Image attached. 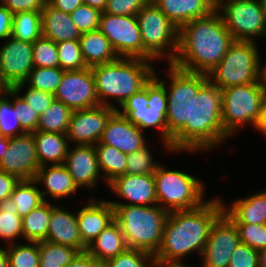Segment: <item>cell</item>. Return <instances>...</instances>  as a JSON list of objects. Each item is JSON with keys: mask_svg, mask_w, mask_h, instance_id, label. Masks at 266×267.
<instances>
[{"mask_svg": "<svg viewBox=\"0 0 266 267\" xmlns=\"http://www.w3.org/2000/svg\"><path fill=\"white\" fill-rule=\"evenodd\" d=\"M98 165L100 171L104 174V181L108 185L116 177L126 174L127 155L115 147L102 144L101 142L95 145Z\"/></svg>", "mask_w": 266, "mask_h": 267, "instance_id": "obj_31", "label": "cell"}, {"mask_svg": "<svg viewBox=\"0 0 266 267\" xmlns=\"http://www.w3.org/2000/svg\"><path fill=\"white\" fill-rule=\"evenodd\" d=\"M26 133L18 119L12 101L9 99V92L0 97V134L11 138Z\"/></svg>", "mask_w": 266, "mask_h": 267, "instance_id": "obj_42", "label": "cell"}, {"mask_svg": "<svg viewBox=\"0 0 266 267\" xmlns=\"http://www.w3.org/2000/svg\"><path fill=\"white\" fill-rule=\"evenodd\" d=\"M222 92L209 79L191 100L190 152L219 147L229 136L222 124Z\"/></svg>", "mask_w": 266, "mask_h": 267, "instance_id": "obj_5", "label": "cell"}, {"mask_svg": "<svg viewBox=\"0 0 266 267\" xmlns=\"http://www.w3.org/2000/svg\"><path fill=\"white\" fill-rule=\"evenodd\" d=\"M256 130L262 132L266 136V102L264 104L261 121L258 124Z\"/></svg>", "mask_w": 266, "mask_h": 267, "instance_id": "obj_57", "label": "cell"}, {"mask_svg": "<svg viewBox=\"0 0 266 267\" xmlns=\"http://www.w3.org/2000/svg\"><path fill=\"white\" fill-rule=\"evenodd\" d=\"M157 267H191L184 262L179 263H157Z\"/></svg>", "mask_w": 266, "mask_h": 267, "instance_id": "obj_63", "label": "cell"}, {"mask_svg": "<svg viewBox=\"0 0 266 267\" xmlns=\"http://www.w3.org/2000/svg\"><path fill=\"white\" fill-rule=\"evenodd\" d=\"M21 97L37 113L42 115L44 111L54 102V94L28 87Z\"/></svg>", "mask_w": 266, "mask_h": 267, "instance_id": "obj_50", "label": "cell"}, {"mask_svg": "<svg viewBox=\"0 0 266 267\" xmlns=\"http://www.w3.org/2000/svg\"><path fill=\"white\" fill-rule=\"evenodd\" d=\"M51 216V202L45 201L22 218L23 238L27 242L44 241L47 238Z\"/></svg>", "mask_w": 266, "mask_h": 267, "instance_id": "obj_32", "label": "cell"}, {"mask_svg": "<svg viewBox=\"0 0 266 267\" xmlns=\"http://www.w3.org/2000/svg\"><path fill=\"white\" fill-rule=\"evenodd\" d=\"M151 62L142 58L119 57L115 61L92 66L100 105L117 110L116 105L110 102L112 98L121 107L130 96L144 88L156 72Z\"/></svg>", "mask_w": 266, "mask_h": 267, "instance_id": "obj_4", "label": "cell"}, {"mask_svg": "<svg viewBox=\"0 0 266 267\" xmlns=\"http://www.w3.org/2000/svg\"><path fill=\"white\" fill-rule=\"evenodd\" d=\"M240 243L252 249L261 250L266 247V224L235 223Z\"/></svg>", "mask_w": 266, "mask_h": 267, "instance_id": "obj_46", "label": "cell"}, {"mask_svg": "<svg viewBox=\"0 0 266 267\" xmlns=\"http://www.w3.org/2000/svg\"><path fill=\"white\" fill-rule=\"evenodd\" d=\"M255 42L234 41L223 59L208 73V79L219 89L261 83V57Z\"/></svg>", "mask_w": 266, "mask_h": 267, "instance_id": "obj_10", "label": "cell"}, {"mask_svg": "<svg viewBox=\"0 0 266 267\" xmlns=\"http://www.w3.org/2000/svg\"><path fill=\"white\" fill-rule=\"evenodd\" d=\"M42 35L55 43L79 40L81 33L69 13L52 7L48 2L41 11Z\"/></svg>", "mask_w": 266, "mask_h": 267, "instance_id": "obj_26", "label": "cell"}, {"mask_svg": "<svg viewBox=\"0 0 266 267\" xmlns=\"http://www.w3.org/2000/svg\"><path fill=\"white\" fill-rule=\"evenodd\" d=\"M222 92V124L230 137L247 123L255 129L261 121L266 90L261 83L230 86Z\"/></svg>", "mask_w": 266, "mask_h": 267, "instance_id": "obj_11", "label": "cell"}, {"mask_svg": "<svg viewBox=\"0 0 266 267\" xmlns=\"http://www.w3.org/2000/svg\"><path fill=\"white\" fill-rule=\"evenodd\" d=\"M19 181L18 177L0 171V201L11 196Z\"/></svg>", "mask_w": 266, "mask_h": 267, "instance_id": "obj_52", "label": "cell"}, {"mask_svg": "<svg viewBox=\"0 0 266 267\" xmlns=\"http://www.w3.org/2000/svg\"><path fill=\"white\" fill-rule=\"evenodd\" d=\"M76 213L79 233L86 246L114 221V207L109 200L91 199Z\"/></svg>", "mask_w": 266, "mask_h": 267, "instance_id": "obj_22", "label": "cell"}, {"mask_svg": "<svg viewBox=\"0 0 266 267\" xmlns=\"http://www.w3.org/2000/svg\"><path fill=\"white\" fill-rule=\"evenodd\" d=\"M79 42L87 67L109 63L119 58L109 39L99 29L81 33Z\"/></svg>", "mask_w": 266, "mask_h": 267, "instance_id": "obj_29", "label": "cell"}, {"mask_svg": "<svg viewBox=\"0 0 266 267\" xmlns=\"http://www.w3.org/2000/svg\"><path fill=\"white\" fill-rule=\"evenodd\" d=\"M12 99V104L16 113L18 115V119L20 121V125L22 129L26 133H32L37 130V125L39 121V116L33 110L26 101L21 97V94L18 93L14 88L9 90V98Z\"/></svg>", "mask_w": 266, "mask_h": 267, "instance_id": "obj_44", "label": "cell"}, {"mask_svg": "<svg viewBox=\"0 0 266 267\" xmlns=\"http://www.w3.org/2000/svg\"><path fill=\"white\" fill-rule=\"evenodd\" d=\"M0 47V71L4 80L13 88L23 83L34 69L32 43L10 37Z\"/></svg>", "mask_w": 266, "mask_h": 267, "instance_id": "obj_18", "label": "cell"}, {"mask_svg": "<svg viewBox=\"0 0 266 267\" xmlns=\"http://www.w3.org/2000/svg\"><path fill=\"white\" fill-rule=\"evenodd\" d=\"M11 89L10 85L4 80L0 71V97L5 96Z\"/></svg>", "mask_w": 266, "mask_h": 267, "instance_id": "obj_58", "label": "cell"}, {"mask_svg": "<svg viewBox=\"0 0 266 267\" xmlns=\"http://www.w3.org/2000/svg\"><path fill=\"white\" fill-rule=\"evenodd\" d=\"M148 144L137 152L127 154L126 174L145 175L154 174L159 163L154 162Z\"/></svg>", "mask_w": 266, "mask_h": 267, "instance_id": "obj_43", "label": "cell"}, {"mask_svg": "<svg viewBox=\"0 0 266 267\" xmlns=\"http://www.w3.org/2000/svg\"><path fill=\"white\" fill-rule=\"evenodd\" d=\"M259 267H266V247L258 251Z\"/></svg>", "mask_w": 266, "mask_h": 267, "instance_id": "obj_61", "label": "cell"}, {"mask_svg": "<svg viewBox=\"0 0 266 267\" xmlns=\"http://www.w3.org/2000/svg\"><path fill=\"white\" fill-rule=\"evenodd\" d=\"M98 29L109 39L119 57L143 59L137 15L118 16L102 12Z\"/></svg>", "mask_w": 266, "mask_h": 267, "instance_id": "obj_13", "label": "cell"}, {"mask_svg": "<svg viewBox=\"0 0 266 267\" xmlns=\"http://www.w3.org/2000/svg\"><path fill=\"white\" fill-rule=\"evenodd\" d=\"M0 267H9L8 254L6 252V247H0Z\"/></svg>", "mask_w": 266, "mask_h": 267, "instance_id": "obj_60", "label": "cell"}, {"mask_svg": "<svg viewBox=\"0 0 266 267\" xmlns=\"http://www.w3.org/2000/svg\"><path fill=\"white\" fill-rule=\"evenodd\" d=\"M60 68L64 71L87 68L81 53L79 40H68L56 43Z\"/></svg>", "mask_w": 266, "mask_h": 267, "instance_id": "obj_40", "label": "cell"}, {"mask_svg": "<svg viewBox=\"0 0 266 267\" xmlns=\"http://www.w3.org/2000/svg\"><path fill=\"white\" fill-rule=\"evenodd\" d=\"M128 249L121 227L114 220L87 246V252L95 258L110 259Z\"/></svg>", "mask_w": 266, "mask_h": 267, "instance_id": "obj_30", "label": "cell"}, {"mask_svg": "<svg viewBox=\"0 0 266 267\" xmlns=\"http://www.w3.org/2000/svg\"><path fill=\"white\" fill-rule=\"evenodd\" d=\"M260 81L266 90V64H265V66L260 67Z\"/></svg>", "mask_w": 266, "mask_h": 267, "instance_id": "obj_64", "label": "cell"}, {"mask_svg": "<svg viewBox=\"0 0 266 267\" xmlns=\"http://www.w3.org/2000/svg\"><path fill=\"white\" fill-rule=\"evenodd\" d=\"M37 184L34 179L20 180L10 196L21 218L45 202L41 190L36 187Z\"/></svg>", "mask_w": 266, "mask_h": 267, "instance_id": "obj_36", "label": "cell"}, {"mask_svg": "<svg viewBox=\"0 0 266 267\" xmlns=\"http://www.w3.org/2000/svg\"><path fill=\"white\" fill-rule=\"evenodd\" d=\"M32 135L40 167L64 164L70 143L66 134L34 131Z\"/></svg>", "mask_w": 266, "mask_h": 267, "instance_id": "obj_27", "label": "cell"}, {"mask_svg": "<svg viewBox=\"0 0 266 267\" xmlns=\"http://www.w3.org/2000/svg\"><path fill=\"white\" fill-rule=\"evenodd\" d=\"M150 0H107L104 13L118 16L137 15Z\"/></svg>", "mask_w": 266, "mask_h": 267, "instance_id": "obj_48", "label": "cell"}, {"mask_svg": "<svg viewBox=\"0 0 266 267\" xmlns=\"http://www.w3.org/2000/svg\"><path fill=\"white\" fill-rule=\"evenodd\" d=\"M23 238L22 218L11 197L0 201V237L8 244L16 243L15 239Z\"/></svg>", "mask_w": 266, "mask_h": 267, "instance_id": "obj_37", "label": "cell"}, {"mask_svg": "<svg viewBox=\"0 0 266 267\" xmlns=\"http://www.w3.org/2000/svg\"><path fill=\"white\" fill-rule=\"evenodd\" d=\"M79 252L69 246L39 241V267H65Z\"/></svg>", "mask_w": 266, "mask_h": 267, "instance_id": "obj_38", "label": "cell"}, {"mask_svg": "<svg viewBox=\"0 0 266 267\" xmlns=\"http://www.w3.org/2000/svg\"><path fill=\"white\" fill-rule=\"evenodd\" d=\"M8 244L9 267H39V242Z\"/></svg>", "mask_w": 266, "mask_h": 267, "instance_id": "obj_39", "label": "cell"}, {"mask_svg": "<svg viewBox=\"0 0 266 267\" xmlns=\"http://www.w3.org/2000/svg\"><path fill=\"white\" fill-rule=\"evenodd\" d=\"M223 212L224 202L218 197L193 210L170 212L154 255L156 263H181L182 257L197 250L201 256L211 226Z\"/></svg>", "mask_w": 266, "mask_h": 267, "instance_id": "obj_2", "label": "cell"}, {"mask_svg": "<svg viewBox=\"0 0 266 267\" xmlns=\"http://www.w3.org/2000/svg\"><path fill=\"white\" fill-rule=\"evenodd\" d=\"M13 13L0 3V39L11 37Z\"/></svg>", "mask_w": 266, "mask_h": 267, "instance_id": "obj_53", "label": "cell"}, {"mask_svg": "<svg viewBox=\"0 0 266 267\" xmlns=\"http://www.w3.org/2000/svg\"><path fill=\"white\" fill-rule=\"evenodd\" d=\"M168 80L162 79L167 92L166 143L172 152H190L191 100L208 80V75L181 70L168 64ZM167 86V87H166Z\"/></svg>", "mask_w": 266, "mask_h": 267, "instance_id": "obj_3", "label": "cell"}, {"mask_svg": "<svg viewBox=\"0 0 266 267\" xmlns=\"http://www.w3.org/2000/svg\"><path fill=\"white\" fill-rule=\"evenodd\" d=\"M8 145H9V138L0 134V160L3 158Z\"/></svg>", "mask_w": 266, "mask_h": 267, "instance_id": "obj_59", "label": "cell"}, {"mask_svg": "<svg viewBox=\"0 0 266 267\" xmlns=\"http://www.w3.org/2000/svg\"><path fill=\"white\" fill-rule=\"evenodd\" d=\"M93 267H110L109 259H99L93 257Z\"/></svg>", "mask_w": 266, "mask_h": 267, "instance_id": "obj_62", "label": "cell"}, {"mask_svg": "<svg viewBox=\"0 0 266 267\" xmlns=\"http://www.w3.org/2000/svg\"><path fill=\"white\" fill-rule=\"evenodd\" d=\"M13 14L24 11H42L47 0H0Z\"/></svg>", "mask_w": 266, "mask_h": 267, "instance_id": "obj_51", "label": "cell"}, {"mask_svg": "<svg viewBox=\"0 0 266 267\" xmlns=\"http://www.w3.org/2000/svg\"><path fill=\"white\" fill-rule=\"evenodd\" d=\"M64 72L60 67H34L27 79L23 83L16 84L13 88L20 93L22 88L28 85L27 87L54 94Z\"/></svg>", "mask_w": 266, "mask_h": 267, "instance_id": "obj_34", "label": "cell"}, {"mask_svg": "<svg viewBox=\"0 0 266 267\" xmlns=\"http://www.w3.org/2000/svg\"><path fill=\"white\" fill-rule=\"evenodd\" d=\"M154 175L157 205L168 213L187 211L201 207L205 187L201 181L188 173L157 167Z\"/></svg>", "mask_w": 266, "mask_h": 267, "instance_id": "obj_8", "label": "cell"}, {"mask_svg": "<svg viewBox=\"0 0 266 267\" xmlns=\"http://www.w3.org/2000/svg\"><path fill=\"white\" fill-rule=\"evenodd\" d=\"M180 29L191 20L209 15L216 0H151Z\"/></svg>", "mask_w": 266, "mask_h": 267, "instance_id": "obj_24", "label": "cell"}, {"mask_svg": "<svg viewBox=\"0 0 266 267\" xmlns=\"http://www.w3.org/2000/svg\"><path fill=\"white\" fill-rule=\"evenodd\" d=\"M216 10L234 40L255 42L266 36L260 0H216Z\"/></svg>", "mask_w": 266, "mask_h": 267, "instance_id": "obj_12", "label": "cell"}, {"mask_svg": "<svg viewBox=\"0 0 266 267\" xmlns=\"http://www.w3.org/2000/svg\"><path fill=\"white\" fill-rule=\"evenodd\" d=\"M224 213L234 223L266 224V190L225 206Z\"/></svg>", "mask_w": 266, "mask_h": 267, "instance_id": "obj_28", "label": "cell"}, {"mask_svg": "<svg viewBox=\"0 0 266 267\" xmlns=\"http://www.w3.org/2000/svg\"><path fill=\"white\" fill-rule=\"evenodd\" d=\"M47 2L52 7L69 14L84 3L83 0H47Z\"/></svg>", "mask_w": 266, "mask_h": 267, "instance_id": "obj_54", "label": "cell"}, {"mask_svg": "<svg viewBox=\"0 0 266 267\" xmlns=\"http://www.w3.org/2000/svg\"><path fill=\"white\" fill-rule=\"evenodd\" d=\"M229 267H259L258 250L239 243L231 254Z\"/></svg>", "mask_w": 266, "mask_h": 267, "instance_id": "obj_49", "label": "cell"}, {"mask_svg": "<svg viewBox=\"0 0 266 267\" xmlns=\"http://www.w3.org/2000/svg\"><path fill=\"white\" fill-rule=\"evenodd\" d=\"M63 165L78 189L97 187L101 171L94 145H75L73 149L70 147Z\"/></svg>", "mask_w": 266, "mask_h": 267, "instance_id": "obj_21", "label": "cell"}, {"mask_svg": "<svg viewBox=\"0 0 266 267\" xmlns=\"http://www.w3.org/2000/svg\"><path fill=\"white\" fill-rule=\"evenodd\" d=\"M261 6H262V11H263V19H264V24L266 28V0H260Z\"/></svg>", "mask_w": 266, "mask_h": 267, "instance_id": "obj_65", "label": "cell"}, {"mask_svg": "<svg viewBox=\"0 0 266 267\" xmlns=\"http://www.w3.org/2000/svg\"><path fill=\"white\" fill-rule=\"evenodd\" d=\"M34 67H60L56 43L45 36H40L33 44Z\"/></svg>", "mask_w": 266, "mask_h": 267, "instance_id": "obj_41", "label": "cell"}, {"mask_svg": "<svg viewBox=\"0 0 266 267\" xmlns=\"http://www.w3.org/2000/svg\"><path fill=\"white\" fill-rule=\"evenodd\" d=\"M73 110L61 101L54 102L39 116L36 131L66 134Z\"/></svg>", "mask_w": 266, "mask_h": 267, "instance_id": "obj_35", "label": "cell"}, {"mask_svg": "<svg viewBox=\"0 0 266 267\" xmlns=\"http://www.w3.org/2000/svg\"><path fill=\"white\" fill-rule=\"evenodd\" d=\"M54 97L73 111L99 106L91 67L65 71Z\"/></svg>", "mask_w": 266, "mask_h": 267, "instance_id": "obj_14", "label": "cell"}, {"mask_svg": "<svg viewBox=\"0 0 266 267\" xmlns=\"http://www.w3.org/2000/svg\"><path fill=\"white\" fill-rule=\"evenodd\" d=\"M40 168L32 133L9 138V145L0 160V171L20 180H32Z\"/></svg>", "mask_w": 266, "mask_h": 267, "instance_id": "obj_16", "label": "cell"}, {"mask_svg": "<svg viewBox=\"0 0 266 267\" xmlns=\"http://www.w3.org/2000/svg\"><path fill=\"white\" fill-rule=\"evenodd\" d=\"M42 36L41 11H24L13 15L11 37L34 43Z\"/></svg>", "mask_w": 266, "mask_h": 267, "instance_id": "obj_33", "label": "cell"}, {"mask_svg": "<svg viewBox=\"0 0 266 267\" xmlns=\"http://www.w3.org/2000/svg\"><path fill=\"white\" fill-rule=\"evenodd\" d=\"M129 249L155 255L160 247L169 213L159 205H112Z\"/></svg>", "mask_w": 266, "mask_h": 267, "instance_id": "obj_6", "label": "cell"}, {"mask_svg": "<svg viewBox=\"0 0 266 267\" xmlns=\"http://www.w3.org/2000/svg\"><path fill=\"white\" fill-rule=\"evenodd\" d=\"M234 41L215 9L209 15L191 20L179 29L178 52L171 64L187 72L208 75Z\"/></svg>", "mask_w": 266, "mask_h": 267, "instance_id": "obj_1", "label": "cell"}, {"mask_svg": "<svg viewBox=\"0 0 266 267\" xmlns=\"http://www.w3.org/2000/svg\"><path fill=\"white\" fill-rule=\"evenodd\" d=\"M110 190L128 203L109 201L111 205L153 206L157 204L155 179L153 174L116 177L108 184Z\"/></svg>", "mask_w": 266, "mask_h": 267, "instance_id": "obj_19", "label": "cell"}, {"mask_svg": "<svg viewBox=\"0 0 266 267\" xmlns=\"http://www.w3.org/2000/svg\"><path fill=\"white\" fill-rule=\"evenodd\" d=\"M45 240L78 249L80 252L87 251V246L83 243L79 233L76 213L64 210L62 206H55L52 203L49 228Z\"/></svg>", "mask_w": 266, "mask_h": 267, "instance_id": "obj_23", "label": "cell"}, {"mask_svg": "<svg viewBox=\"0 0 266 267\" xmlns=\"http://www.w3.org/2000/svg\"><path fill=\"white\" fill-rule=\"evenodd\" d=\"M65 267H93V256L87 251H82Z\"/></svg>", "mask_w": 266, "mask_h": 267, "instance_id": "obj_55", "label": "cell"}, {"mask_svg": "<svg viewBox=\"0 0 266 267\" xmlns=\"http://www.w3.org/2000/svg\"><path fill=\"white\" fill-rule=\"evenodd\" d=\"M143 133L116 110L108 119L100 142L113 146L127 155L147 145Z\"/></svg>", "mask_w": 266, "mask_h": 267, "instance_id": "obj_20", "label": "cell"}, {"mask_svg": "<svg viewBox=\"0 0 266 267\" xmlns=\"http://www.w3.org/2000/svg\"><path fill=\"white\" fill-rule=\"evenodd\" d=\"M116 110L99 105L90 109L74 110L66 136L75 145H95L100 142L106 123Z\"/></svg>", "mask_w": 266, "mask_h": 267, "instance_id": "obj_17", "label": "cell"}, {"mask_svg": "<svg viewBox=\"0 0 266 267\" xmlns=\"http://www.w3.org/2000/svg\"><path fill=\"white\" fill-rule=\"evenodd\" d=\"M167 92L165 83L157 73L137 93L130 96L117 111L142 131L147 128H157L165 149L171 151L166 143Z\"/></svg>", "mask_w": 266, "mask_h": 267, "instance_id": "obj_7", "label": "cell"}, {"mask_svg": "<svg viewBox=\"0 0 266 267\" xmlns=\"http://www.w3.org/2000/svg\"><path fill=\"white\" fill-rule=\"evenodd\" d=\"M239 243L235 223L223 212L211 226L201 254L202 267H229L231 254Z\"/></svg>", "mask_w": 266, "mask_h": 267, "instance_id": "obj_15", "label": "cell"}, {"mask_svg": "<svg viewBox=\"0 0 266 267\" xmlns=\"http://www.w3.org/2000/svg\"><path fill=\"white\" fill-rule=\"evenodd\" d=\"M137 21L143 59L153 61L166 57L167 62L172 63L178 52V27L151 0L137 13Z\"/></svg>", "mask_w": 266, "mask_h": 267, "instance_id": "obj_9", "label": "cell"}, {"mask_svg": "<svg viewBox=\"0 0 266 267\" xmlns=\"http://www.w3.org/2000/svg\"><path fill=\"white\" fill-rule=\"evenodd\" d=\"M110 267H157L154 255L135 249H127L122 254L109 259Z\"/></svg>", "mask_w": 266, "mask_h": 267, "instance_id": "obj_45", "label": "cell"}, {"mask_svg": "<svg viewBox=\"0 0 266 267\" xmlns=\"http://www.w3.org/2000/svg\"><path fill=\"white\" fill-rule=\"evenodd\" d=\"M34 180L37 183H43L46 191H41L45 201L46 194L52 199H61L69 197L77 192L78 188L74 184L73 179L67 168L62 165H45L42 166Z\"/></svg>", "mask_w": 266, "mask_h": 267, "instance_id": "obj_25", "label": "cell"}, {"mask_svg": "<svg viewBox=\"0 0 266 267\" xmlns=\"http://www.w3.org/2000/svg\"><path fill=\"white\" fill-rule=\"evenodd\" d=\"M101 13L102 11L83 3L70 16L80 33H85L99 28Z\"/></svg>", "mask_w": 266, "mask_h": 267, "instance_id": "obj_47", "label": "cell"}, {"mask_svg": "<svg viewBox=\"0 0 266 267\" xmlns=\"http://www.w3.org/2000/svg\"><path fill=\"white\" fill-rule=\"evenodd\" d=\"M83 1L88 6L96 8L102 12L104 11L107 4V0H83Z\"/></svg>", "mask_w": 266, "mask_h": 267, "instance_id": "obj_56", "label": "cell"}]
</instances>
